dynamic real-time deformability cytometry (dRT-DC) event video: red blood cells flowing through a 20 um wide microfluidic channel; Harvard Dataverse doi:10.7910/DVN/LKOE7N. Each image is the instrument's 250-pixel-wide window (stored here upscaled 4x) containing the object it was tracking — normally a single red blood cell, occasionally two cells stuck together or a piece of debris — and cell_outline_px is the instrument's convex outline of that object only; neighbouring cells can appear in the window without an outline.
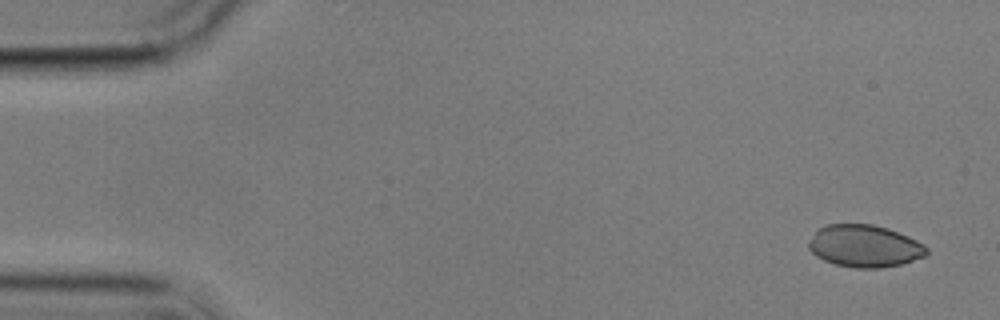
{"species": "common noctule bat (a hibernating species)", "species_latin": "Nyctalus noctula", "temperature_condition": "cold", "stored_images_in_passage": 4, "camera_frame_rate_fps": 3000, "um_per_image_px": 0.085, "animal": {"sex": "male", "body_mass_g": 17.9}, "frame": {"image": 1, "passage_image": 1, "time_ms": 0.0, "image_size_px": [1000, 320], "cell_outline_px": [[928, 252], [924, 256], [900, 264], [880, 268], [852, 268], [836, 264], [824, 260], [816, 256], [808, 248], [808, 240], [824, 224], [872, 224], [888, 228], [908, 236], [924, 244], [928, 248]], "centroid_in_image_um": [73.47, 20.91], "position_along_channel_um": 11.5, "area_um2": 29.02}}
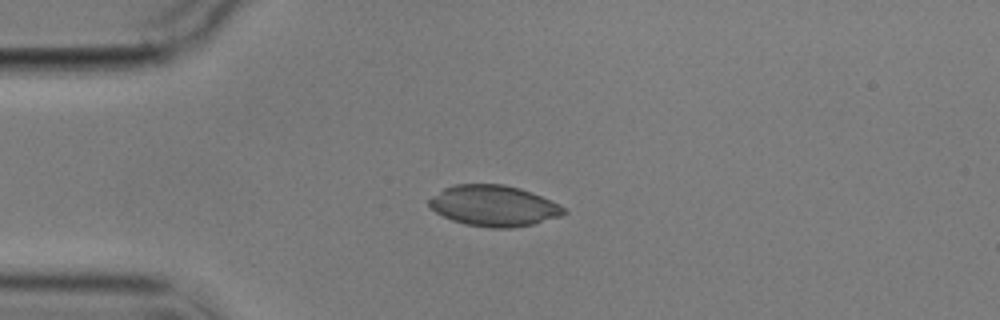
{"frame": {"image": 2, "passage_image": 4, "time_ms": 3.667, "image_size_px": [1000, 320], "cell_outline_px": [[568, 212], [560, 216], [532, 224], [512, 228], [488, 228], [464, 224], [452, 220], [436, 212], [428, 204], [428, 200], [432, 196], [444, 188], [456, 184], [504, 184], [520, 188], [532, 192], [560, 204]], "centroid_in_image_um": [41.98, 17.49], "position_along_channel_um": 43.0, "area_um2": 32.14}}